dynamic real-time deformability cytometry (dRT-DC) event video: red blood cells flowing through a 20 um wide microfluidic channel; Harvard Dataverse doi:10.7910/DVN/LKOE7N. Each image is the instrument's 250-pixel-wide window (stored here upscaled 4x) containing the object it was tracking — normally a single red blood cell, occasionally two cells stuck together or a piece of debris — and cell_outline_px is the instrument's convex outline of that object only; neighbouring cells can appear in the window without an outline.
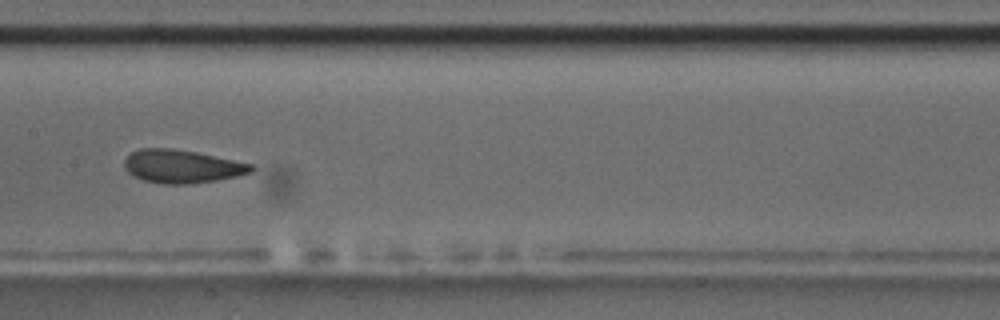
{"species": "common noctule bat (a hibernating species)", "species_latin": "Nyctalus noctula", "temperature_condition": "room temperature", "stored_images_in_passage": 48, "camera_frame_rate_fps": 3000, "um_per_image_px": 0.085, "animal": {"sex": "male", "body_mass_g": 17.5, "forearm_length_mm": 52.3}, "frame": {"image": 1, "passage_image": 21, "time_ms": 6.667, "image_size_px": [1000, 320], "cell_outline_px": [[256, 168], [252, 172], [236, 176], [216, 180], [188, 184], [164, 184], [144, 180], [128, 172], [124, 168], [124, 160], [132, 152], [140, 148], [172, 148], [196, 152], [252, 164]], "centroid_in_image_um": [15.46, 14.14], "position_along_channel_um": 191.9, "area_um2": 24.39}, "authors_computed_cell_mechanics": {"area_um2": 24.565, "velocity_mm_per_s": 3.71, "shape_relaxation_time_tau1_ms": 4.6756, "shape_relaxation_time_tau2_ms": 1.224, "deformation_change_tau1": 0.1352, "deformation_change_tau2": 0.0582}}